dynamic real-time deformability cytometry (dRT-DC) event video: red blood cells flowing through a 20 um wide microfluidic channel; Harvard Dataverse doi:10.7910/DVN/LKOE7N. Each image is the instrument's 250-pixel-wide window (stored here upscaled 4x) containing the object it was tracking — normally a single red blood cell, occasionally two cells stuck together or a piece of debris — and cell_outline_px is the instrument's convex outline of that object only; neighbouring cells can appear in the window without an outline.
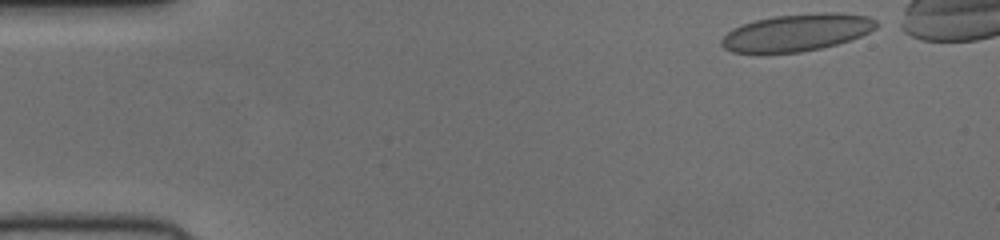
{"species": "human", "species_latin": "Homo sapiens", "temperature_condition": "cold", "stored_images_in_passage": 44, "camera_frame_rate_fps": 3000, "um_per_image_px": 0.085, "donor": {"sex": "female"}, "frame": {"image": 1, "passage_image": 1, "time_ms": 0.0, "image_size_px": [1000, 240], "cell_outline_px": [[884, 24], [860, 36], [836, 44], [820, 48], [800, 52], [732, 52], [724, 48], [720, 44], [720, 40], [732, 28], [740, 24], [756, 20], [776, 16], [816, 12], [840, 12], [868, 16]], "centroid_in_image_um": [67.77, 2.74], "position_along_channel_um": 17.2, "area_um2": 33.58}}
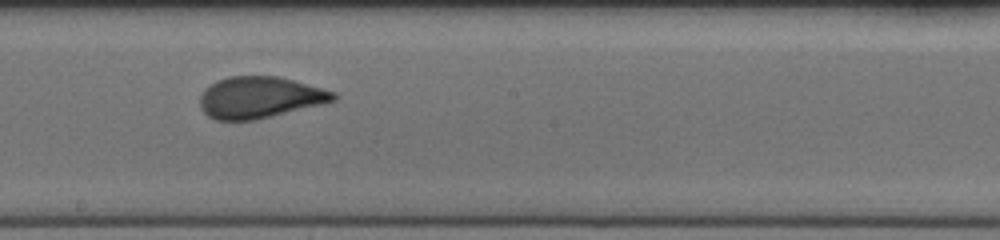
{"frame": {"image": 2, "passage_image": 25, "time_ms": 8.0, "image_size_px": [1000, 240], "cell_outline_px": [[340, 96], [336, 100], [256, 120], [216, 120], [208, 116], [200, 108], [200, 96], [204, 88], [216, 80], [228, 76], [276, 76], [324, 88], [336, 92]], "centroid_in_image_um": [22.06, 8.27], "position_along_channel_um": 226.1, "area_um2": 32.37}}
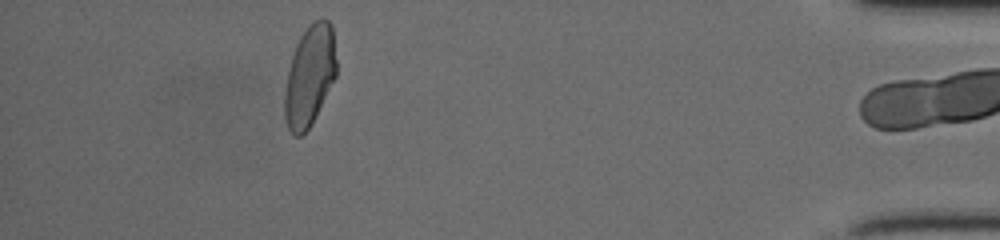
{"frame": {"image": 3, "passage_image": 43, "time_ms": 14.0, "image_size_px": [1000, 240], "cell_outline_px": [[336, 76], [312, 124], [300, 136], [296, 136], [288, 128], [284, 116], [284, 92], [288, 72], [292, 56], [296, 44], [300, 36], [308, 24], [324, 16], [332, 24], [336, 60]], "centroid_in_image_um": [26.32, 6.41], "position_along_channel_um": 408.9, "area_um2": 30.46}}